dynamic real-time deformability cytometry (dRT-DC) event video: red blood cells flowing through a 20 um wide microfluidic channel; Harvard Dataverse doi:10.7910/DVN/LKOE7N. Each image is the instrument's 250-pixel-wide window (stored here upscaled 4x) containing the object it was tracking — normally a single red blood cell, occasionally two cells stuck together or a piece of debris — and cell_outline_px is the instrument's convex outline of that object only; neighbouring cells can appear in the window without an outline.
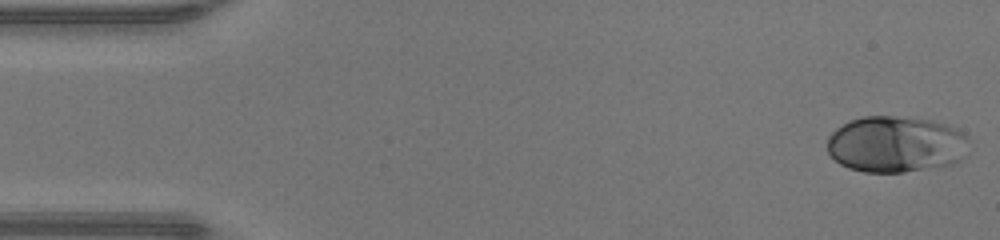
{"species": "human", "species_latin": "Homo sapiens", "temperature_condition": "warm", "stored_images_in_passage": 46, "camera_frame_rate_fps": 3000, "um_per_image_px": 0.085, "donor": {"sex": "male"}, "frame": {"image": 1, "passage_image": 1, "time_ms": 0.0, "image_size_px": [1000, 240], "cell_outline_px": [[968, 152], [960, 160], [952, 164], [904, 172], [864, 172], [848, 168], [840, 164], [828, 152], [828, 136], [836, 128], [848, 120], [864, 116], [892, 116], [932, 120], [948, 124], [964, 132], [968, 136]], "centroid_in_image_um": [76.17, 12.25], "position_along_channel_um": 8.8, "area_um2": 46.93}}
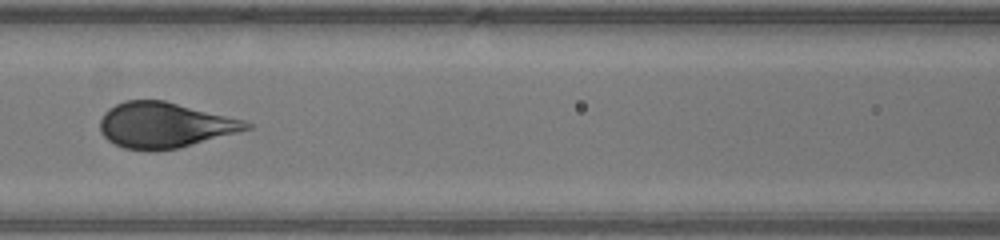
{"frame": {"image": 2, "passage_image": 20, "time_ms": 6.333, "image_size_px": [1000, 240], "cell_outline_px": [[256, 124], [252, 128], [180, 148], [156, 152], [152, 152], [124, 148], [108, 140], [100, 132], [100, 120], [104, 112], [108, 108], [124, 100], [164, 100], [244, 120]], "centroid_in_image_um": [13.98, 10.65], "position_along_channel_um": 152.6, "area_um2": 39.07}}
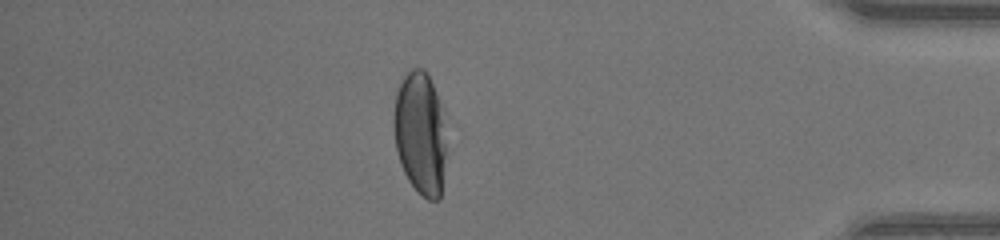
{"frame": {"image": 3, "passage_image": 40, "time_ms": 13.0, "image_size_px": [1000, 240], "cell_outline_px": [[444, 156], [440, 200], [428, 200], [408, 180], [400, 164], [396, 148], [392, 124], [392, 120], [396, 92], [404, 76], [412, 68], [424, 68], [428, 72], [440, 104], [444, 144]], "centroid_in_image_um": [35.66, 11.29], "position_along_channel_um": 399.5, "area_um2": 37.11}, "authors_computed_cell_mechanics": {"area_um2": 40.6045, "velocity_mm_per_s": 4.3466, "shape_relaxation_time_tau1_ms": 3.9558, "shape_relaxation_time_tau2_ms": null, "deformation_change_tau1": 0.2014, "deformation_change_tau2": null}}